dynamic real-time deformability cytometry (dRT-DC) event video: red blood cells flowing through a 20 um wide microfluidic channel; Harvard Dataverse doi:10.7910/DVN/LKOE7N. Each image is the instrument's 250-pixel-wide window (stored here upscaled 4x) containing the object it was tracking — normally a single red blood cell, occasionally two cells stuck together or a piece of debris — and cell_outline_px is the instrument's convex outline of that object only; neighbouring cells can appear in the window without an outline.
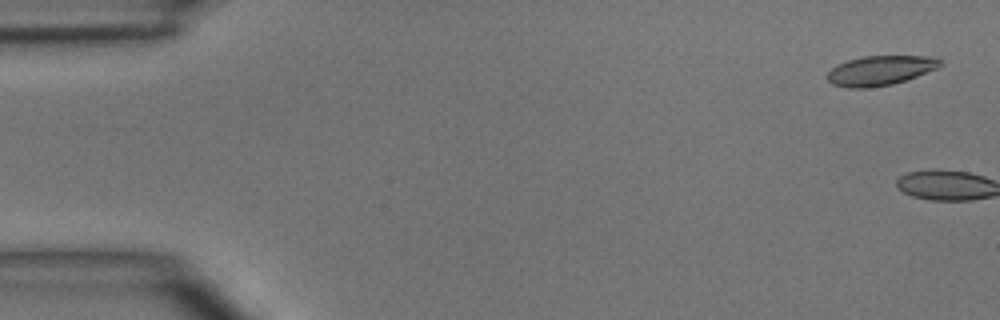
{"species": "common noctule bat (a hibernating species)", "species_latin": "Nyctalus noctula", "temperature_condition": "room temperature", "stored_images_in_passage": 6, "segment_of_instrument_passage": [1, 2], "camera_frame_rate_fps": 3000, "um_per_image_px": 0.085, "animal": {"sex": "male", "body_mass_g": 15.6}, "frame": {"image": 1, "passage_image": 1, "time_ms": 0.0, "image_size_px": [1000, 320], "cell_outline_px": [[944, 64], [936, 68], [916, 76], [892, 84], [864, 88], [848, 88], [832, 84], [828, 80], [828, 72], [836, 64], [848, 60], [864, 56], [936, 56]], "centroid_in_image_um": [74.81, 5.98], "position_along_channel_um": 10.2, "area_um2": 19.36}}
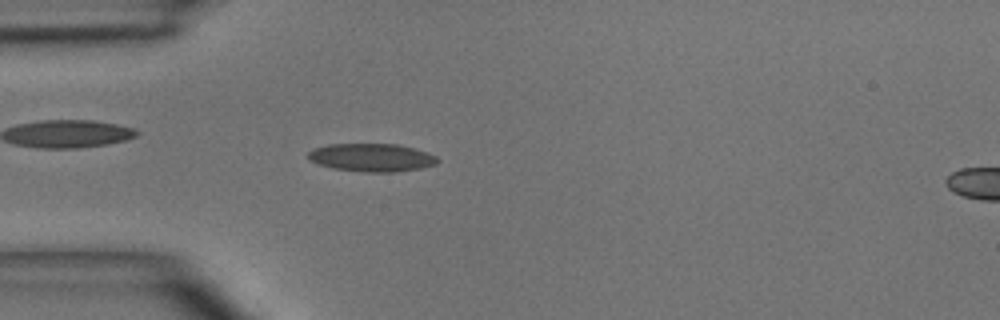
{"frame": {"image": 2, "passage_image": 5, "time_ms": 4.667, "image_size_px": [1000, 320], "cell_outline_px": [[440, 160], [436, 164], [420, 168], [396, 172], [364, 172], [332, 168], [320, 164], [312, 160], [308, 156], [308, 152], [312, 148], [328, 144], [400, 144], [416, 148], [428, 152], [436, 156]], "centroid_in_image_um": [31.63, 13.38], "position_along_channel_um": 53.4, "area_um2": 21.27}}